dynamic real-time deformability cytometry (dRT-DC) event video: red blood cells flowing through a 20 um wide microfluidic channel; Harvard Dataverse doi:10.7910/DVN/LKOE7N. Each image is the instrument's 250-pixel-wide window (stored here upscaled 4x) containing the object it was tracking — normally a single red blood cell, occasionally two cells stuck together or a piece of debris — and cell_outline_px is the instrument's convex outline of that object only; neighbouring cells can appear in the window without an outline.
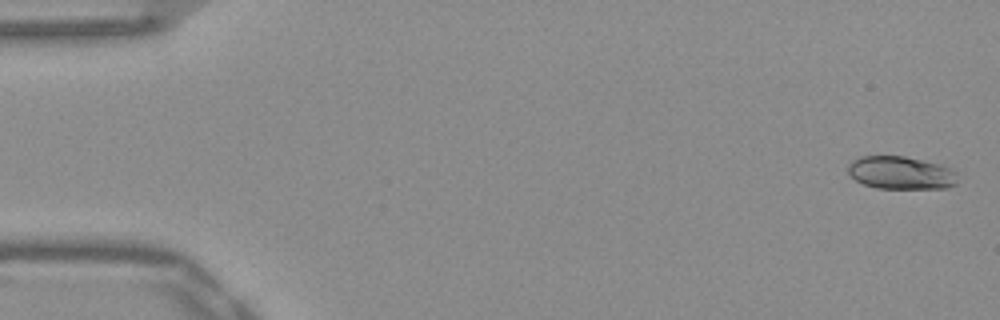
{"species": "Egyptian fruit bat (a non-hibernating species)", "species_latin": "Rousettus aegyptiacus", "temperature_condition": "warm", "stored_images_in_passage": 52, "camera_frame_rate_fps": 3000, "um_per_image_px": 0.085, "frame": {"image": 1, "passage_image": 2, "time_ms": 0.333, "image_size_px": [1000, 320], "cell_outline_px": [[956, 184], [944, 188], [876, 188], [864, 184], [856, 180], [848, 172], [848, 164], [852, 160], [860, 156], [904, 156], [924, 160], [940, 164], [956, 172]], "centroid_in_image_um": [76.55, 14.68], "position_along_channel_um": 8.4, "area_um2": 20.92}}
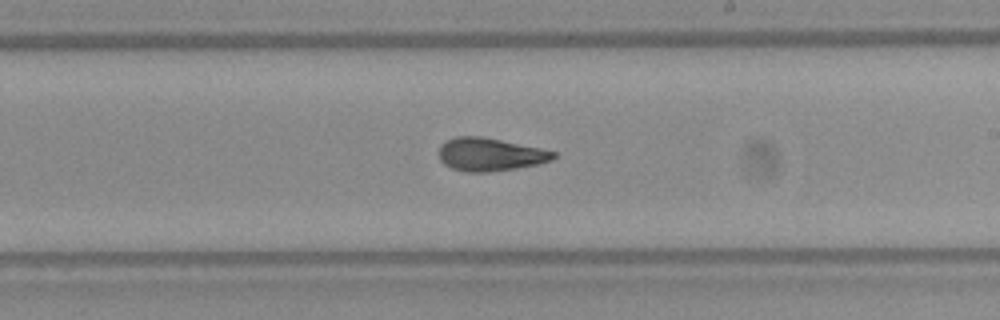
{"frame": {"image": 2, "passage_image": 31, "time_ms": 10.0, "image_size_px": [1000, 320], "cell_outline_px": [[556, 156], [552, 160], [536, 164], [516, 168], [488, 172], [464, 172], [452, 168], [444, 164], [440, 160], [440, 144], [456, 136], [484, 136], [540, 148], [556, 152]], "centroid_in_image_um": [41.64, 13.12], "position_along_channel_um": 247.4, "area_um2": 22.02}}
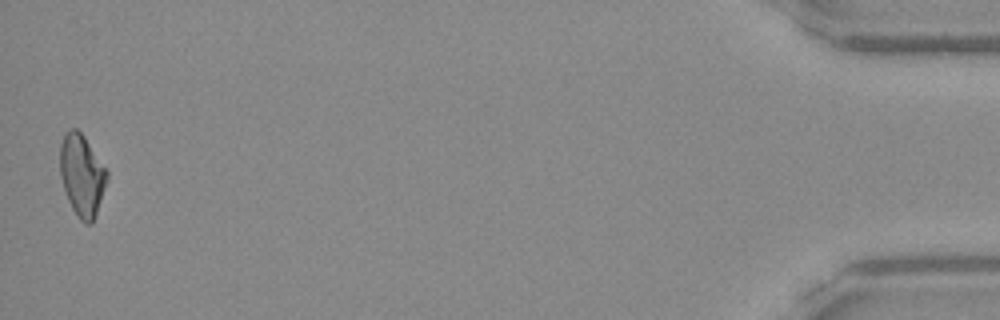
{"frame": {"image": 3, "passage_image": 52, "time_ms": 17.0, "image_size_px": [1000, 320], "cell_outline_px": [[108, 180], [92, 224], [84, 224], [80, 220], [72, 208], [68, 200], [60, 176], [60, 144], [68, 128], [76, 128], [84, 136], [108, 172]], "centroid_in_image_um": [6.96, 14.9], "position_along_channel_um": 428.2, "area_um2": 22.25}, "authors_computed_cell_mechanics": {"area_um2": 21.9062, "velocity_mm_per_s": 3.908, "shape_relaxation_time_tau1_ms": 8.6127, "shape_relaxation_time_tau2_ms": 1.439, "deformation_change_tau1": 0.2133, "deformation_change_tau2": 0.0773}}